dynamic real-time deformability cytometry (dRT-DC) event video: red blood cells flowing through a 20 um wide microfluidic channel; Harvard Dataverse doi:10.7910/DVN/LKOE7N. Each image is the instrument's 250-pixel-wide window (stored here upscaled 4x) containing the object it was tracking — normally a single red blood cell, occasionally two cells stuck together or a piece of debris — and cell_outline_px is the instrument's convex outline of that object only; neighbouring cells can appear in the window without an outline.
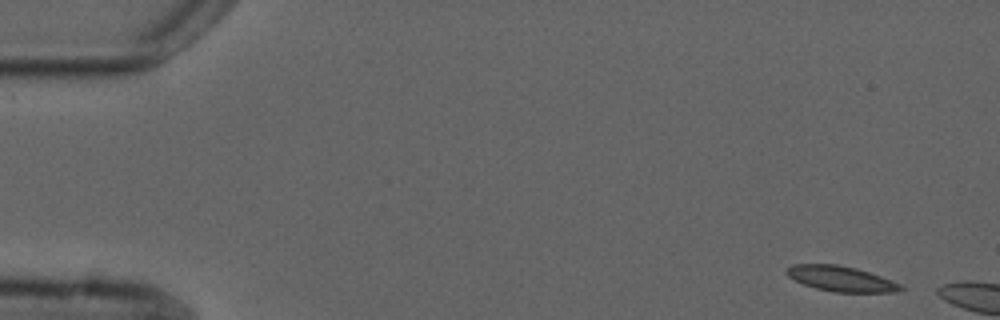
{"species": "common noctule bat (a hibernating species)", "species_latin": "Nyctalus noctula", "temperature_condition": "cold", "stored_images_in_passage": 5, "camera_frame_rate_fps": 3000, "um_per_image_px": 0.085, "animal": {"sex": "male", "forearm_length_mm": 52.5}, "frame": {"image": 1, "passage_image": 1, "time_ms": 0.0, "image_size_px": [1000, 320], "cell_outline_px": [[908, 288], [896, 292], [832, 292], [816, 288], [804, 284], [788, 276], [784, 272], [792, 264], [836, 264], [856, 268], [880, 276], [900, 284]], "centroid_in_image_um": [71.5, 23.69], "position_along_channel_um": 13.5, "area_um2": 16.76}}